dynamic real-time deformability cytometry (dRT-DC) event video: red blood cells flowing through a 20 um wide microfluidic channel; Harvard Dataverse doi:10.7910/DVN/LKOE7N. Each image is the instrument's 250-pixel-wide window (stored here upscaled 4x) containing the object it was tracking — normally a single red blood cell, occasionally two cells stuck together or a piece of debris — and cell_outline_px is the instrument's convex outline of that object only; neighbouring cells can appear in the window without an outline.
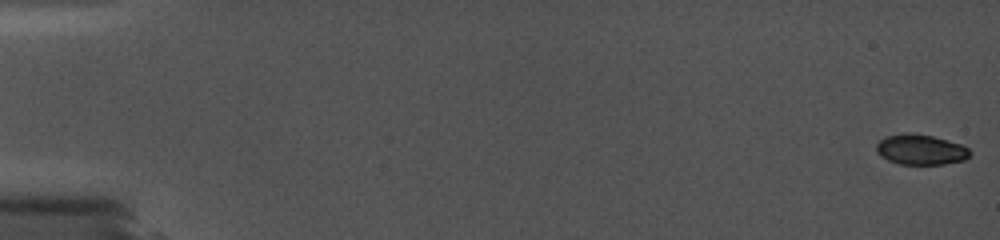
{"species": "common noctule bat (a hibernating species)", "species_latin": "Nyctalus noctula", "temperature_condition": "cold", "stored_images_in_passage": 34, "camera_frame_rate_fps": 5000, "um_per_image_px": 0.085, "animal": {"sex": "female", "body_mass_g": 19.0, "forearm_length_mm": 56.7}, "frame": {"image": 1, "passage_image": 1, "time_ms": 0.0, "image_size_px": [1000, 240], "cell_outline_px": [[972, 152], [964, 160], [944, 164], [900, 164], [888, 160], [880, 156], [876, 152], [876, 144], [884, 136], [904, 132], [908, 132], [932, 136], [960, 144], [968, 148]], "centroid_in_image_um": [78.22, 12.71], "position_along_channel_um": 6.8, "area_um2": 16.59}}
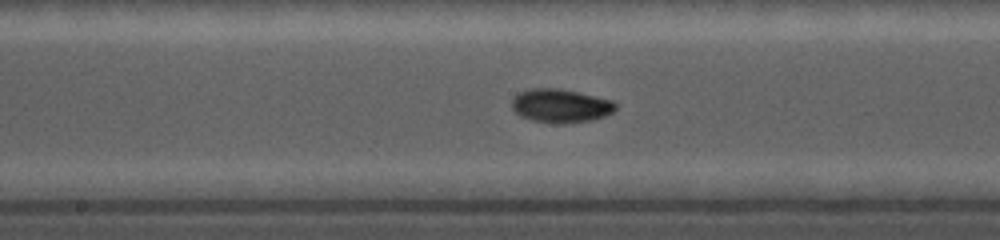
{"frame": {"image": 2, "passage_image": 20, "time_ms": 9.8, "image_size_px": [1000, 240], "cell_outline_px": [[616, 108], [612, 112], [604, 116], [592, 120], [568, 124], [560, 124], [532, 120], [520, 116], [512, 108], [512, 100], [520, 92], [532, 88], [560, 88], [612, 100], [616, 104]], "centroid_in_image_um": [47.66, 9.0], "position_along_channel_um": 200.5, "area_um2": 20.29}}
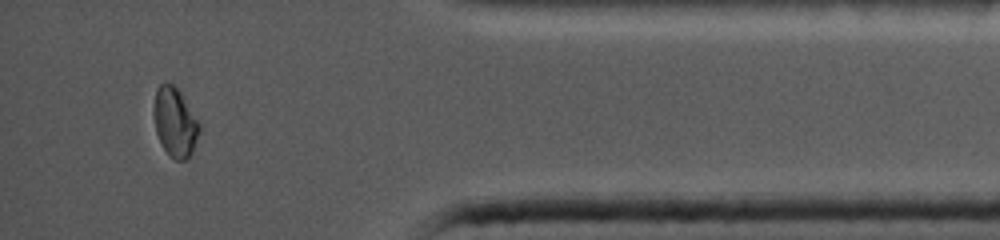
{"frame": {"image": 3, "passage_image": 32, "time_ms": 16.0, "image_size_px": [1000, 240], "cell_outline_px": [[200, 132], [192, 152], [184, 160], [176, 160], [168, 156], [156, 132], [152, 112], [156, 88], [160, 84], [172, 84], [180, 92], [200, 120]], "centroid_in_image_um": [14.88, 10.38], "position_along_channel_um": 420.3, "area_um2": 18.55}}